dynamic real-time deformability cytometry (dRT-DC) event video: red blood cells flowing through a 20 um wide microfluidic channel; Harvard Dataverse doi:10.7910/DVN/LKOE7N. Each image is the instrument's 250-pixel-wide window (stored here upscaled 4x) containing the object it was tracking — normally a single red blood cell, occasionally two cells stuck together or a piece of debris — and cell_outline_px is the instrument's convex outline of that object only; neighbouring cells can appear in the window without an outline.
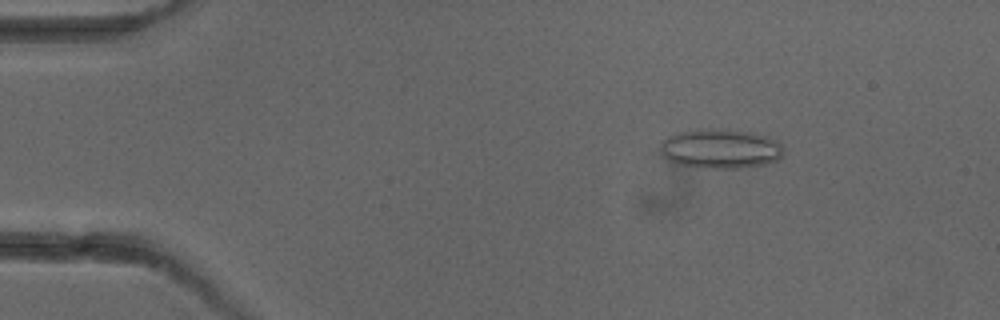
{"species": "common noctule bat (a hibernating species)", "species_latin": "Nyctalus noctula", "temperature_condition": "cold", "stored_images_in_passage": 4, "camera_frame_rate_fps": 3000, "um_per_image_px": 0.085, "animal": {"sex": "female"}, "frame": {"image": 1, "passage_image": 3, "time_ms": 2.333, "image_size_px": [1000, 320], "cell_outline_px": [[784, 148], [780, 156], [776, 160], [764, 164], [736, 168], [708, 168], [680, 164], [668, 160], [664, 156], [660, 148], [660, 140], [668, 136], [680, 132], [712, 128], [752, 132], [768, 136], [776, 140]], "centroid_in_image_um": [61.23, 12.63], "position_along_channel_um": 23.8, "area_um2": 28.15}}